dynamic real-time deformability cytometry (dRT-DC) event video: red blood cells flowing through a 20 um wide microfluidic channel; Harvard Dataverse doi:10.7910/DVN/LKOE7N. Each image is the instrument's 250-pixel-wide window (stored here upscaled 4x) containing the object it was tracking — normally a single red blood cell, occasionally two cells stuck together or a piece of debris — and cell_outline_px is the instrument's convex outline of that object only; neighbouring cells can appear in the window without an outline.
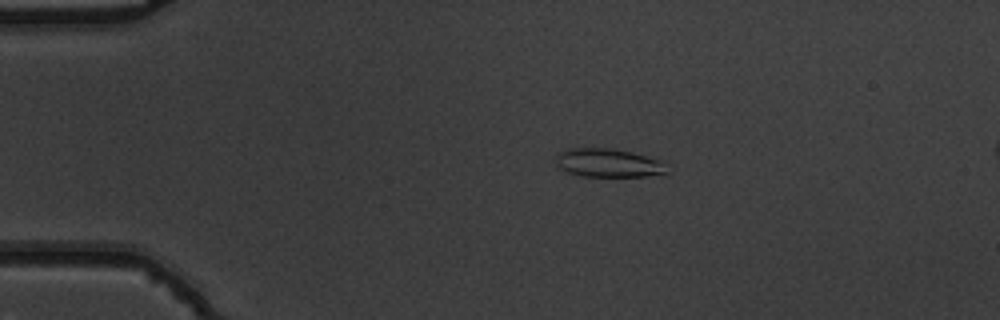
{"species": "common noctule bat (a hibernating species)", "species_latin": "Nyctalus noctula", "temperature_condition": "warm", "stored_images_in_passage": 39, "camera_frame_rate_fps": 3000, "um_per_image_px": 0.085, "animal": {"sex": "male", "body_mass_g": 19.5, "forearm_length_mm": 54.6}, "frame": {"image": 1, "passage_image": 11, "time_ms": 3.333, "image_size_px": [1000, 320], "cell_outline_px": [[668, 160], [664, 172], [644, 176], [584, 176], [568, 172], [560, 168], [556, 164], [556, 156], [560, 152], [568, 148], [608, 148], [632, 152]], "centroid_in_image_um": [51.74, 13.83], "position_along_channel_um": 33.3, "area_um2": 18.5}}
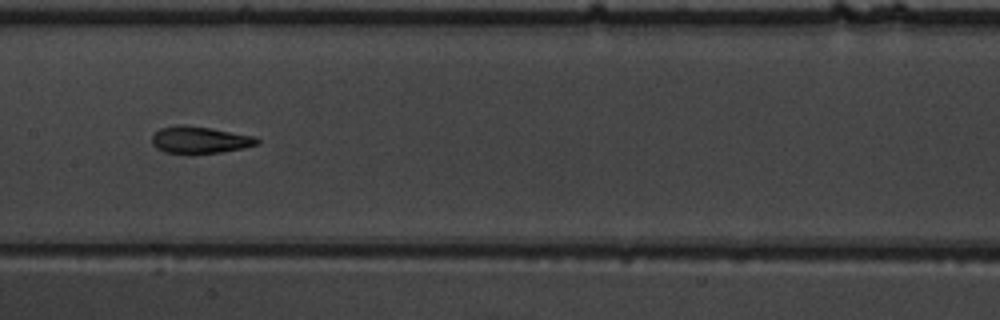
{"frame": {"image": 2, "passage_image": 27, "time_ms": 8.667, "image_size_px": [1000, 320], "cell_outline_px": [[260, 140], [256, 144], [244, 148], [220, 152], [164, 152], [156, 148], [152, 144], [152, 136], [160, 128], [180, 124], [184, 124], [212, 128], [256, 136]], "centroid_in_image_um": [16.99, 11.86], "position_along_channel_um": 190.4, "area_um2": 16.3}}
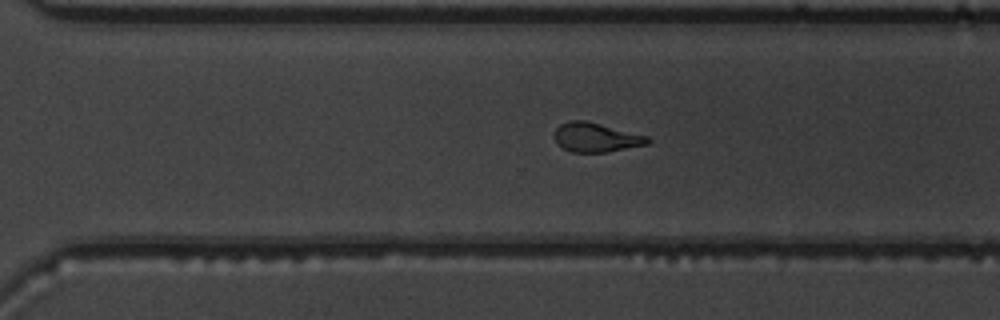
{"frame": {"image": 3, "passage_image": 37, "time_ms": 12.0, "image_size_px": [1000, 320], "cell_outline_px": [[652, 140], [648, 144], [608, 152], [572, 152], [556, 144], [556, 128], [560, 124], [568, 120], [584, 120], [648, 136]], "centroid_in_image_um": [50.67, 11.68], "position_along_channel_um": 319.9, "area_um2": 15.78}, "authors_computed_cell_mechanics": {"area_um2": 16.8776, "velocity_mm_per_s": 3.9009, "shape_relaxation_time_tau1_ms": 3.8512, "shape_relaxation_time_tau2_ms": 3.3677, "deformation_change_tau1": 0.1938, "deformation_change_tau2": 0.1193}}